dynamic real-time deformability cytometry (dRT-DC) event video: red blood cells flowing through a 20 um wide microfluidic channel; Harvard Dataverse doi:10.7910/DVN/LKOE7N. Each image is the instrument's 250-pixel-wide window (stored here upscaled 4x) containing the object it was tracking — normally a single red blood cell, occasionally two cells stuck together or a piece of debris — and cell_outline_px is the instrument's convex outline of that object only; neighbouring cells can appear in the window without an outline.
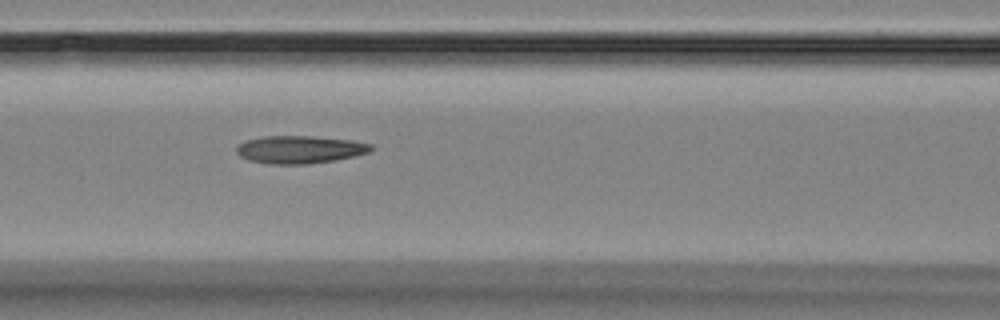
{"species": "Egyptian fruit bat (a non-hibernating species)", "species_latin": "Rousettus aegyptiacus", "temperature_condition": "room temperature", "stored_images_in_passage": 12, "camera_frame_rate_fps": 3000, "um_per_image_px": 0.085, "animal": {"sex": "female"}, "frame": {"image": 1, "passage_image": 3, "time_ms": 2.333, "image_size_px": [1000, 320], "cell_outline_px": [[376, 148], [368, 152], [336, 160], [308, 164], [268, 164], [248, 160], [240, 156], [236, 152], [236, 148], [244, 140], [260, 136], [312, 136], [352, 140], [372, 144]], "centroid_in_image_um": [25.47, 12.7], "position_along_channel_um": 141.1, "area_um2": 21.91}}
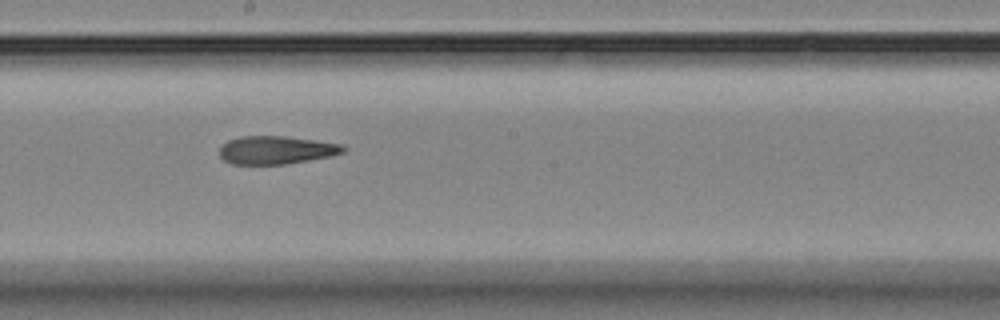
{"frame": {"image": 2, "passage_image": 5, "time_ms": 4.667, "image_size_px": [1000, 320], "cell_outline_px": [[348, 148], [344, 152], [332, 156], [284, 164], [232, 164], [224, 160], [220, 156], [220, 148], [228, 140], [240, 136], [284, 136], [316, 140], [344, 144]], "centroid_in_image_um": [23.52, 12.74], "position_along_channel_um": 224.7, "area_um2": 20.35}}
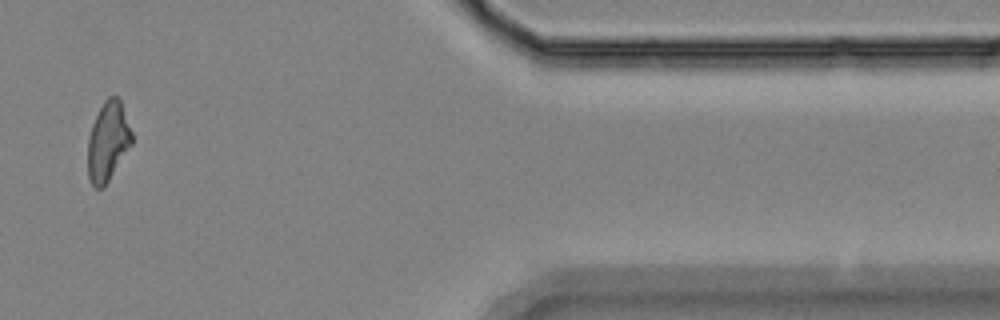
{"frame": {"image": 3, "passage_image": 10, "time_ms": 10.667, "image_size_px": [1000, 320], "cell_outline_px": [[132, 144], [104, 188], [96, 188], [92, 184], [88, 176], [88, 136], [92, 124], [104, 100], [108, 96], [116, 96], [120, 100], [132, 132]], "centroid_in_image_um": [9.17, 12.03], "position_along_channel_um": 402.2, "area_um2": 20.29}, "authors_computed_cell_mechanics": {"area_um2": 20.9525, "velocity_mm_per_s": 3.6024, "shape_relaxation_time_tau1_ms": 5.468, "shape_relaxation_time_tau2_ms": 6.5179, "deformation_change_tau1": 0.1665, "deformation_change_tau2": 0.1201}}